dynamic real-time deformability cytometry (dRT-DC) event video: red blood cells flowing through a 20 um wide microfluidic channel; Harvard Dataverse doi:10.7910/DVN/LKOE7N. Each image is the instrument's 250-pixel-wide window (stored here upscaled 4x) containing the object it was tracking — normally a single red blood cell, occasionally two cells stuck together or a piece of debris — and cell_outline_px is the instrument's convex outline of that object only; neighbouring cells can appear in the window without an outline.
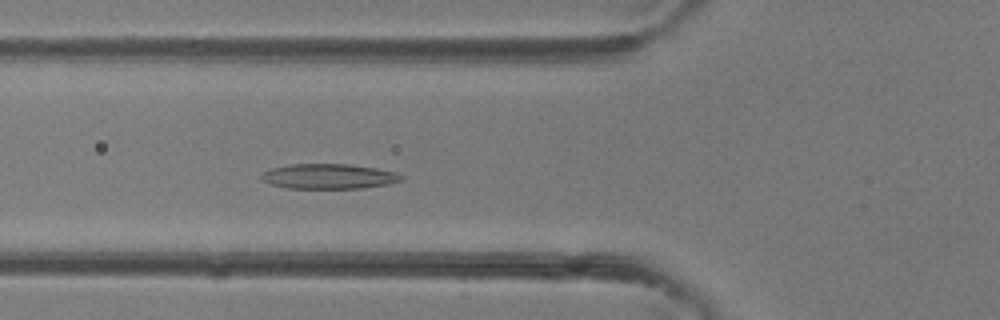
{"species": "common noctule bat (a hibernating species)", "species_latin": "Nyctalus noctula", "temperature_condition": "room temperature", "stored_images_in_passage": 37, "camera_frame_rate_fps": 3000, "um_per_image_px": 0.085, "animal": {"sex": "female"}, "frame": {"image": 1, "passage_image": 11, "time_ms": 3.333, "image_size_px": [1000, 320], "cell_outline_px": [[404, 180], [388, 184], [364, 188], [288, 188], [272, 184], [264, 180], [260, 176], [264, 172], [272, 168], [292, 164], [348, 164], [376, 168], [396, 172], [404, 176]], "centroid_in_image_um": [28.01, 14.99], "position_along_channel_um": 97.8, "area_um2": 20.29}}
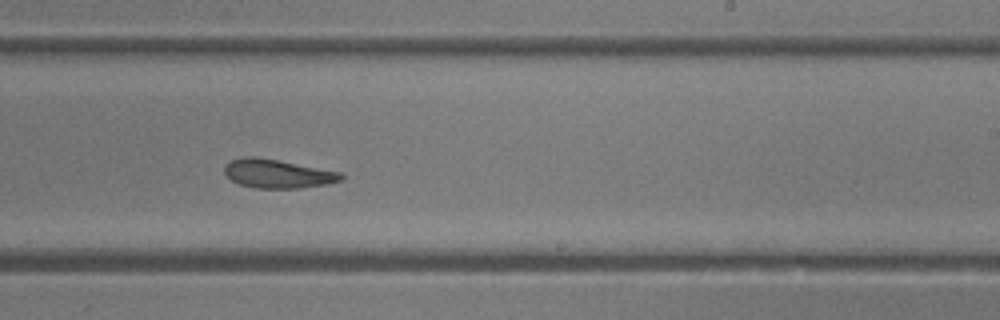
{"frame": {"image": 2, "passage_image": 21, "time_ms": 6.667, "image_size_px": [1000, 320], "cell_outline_px": [[344, 180], [328, 184], [300, 188], [256, 188], [240, 184], [232, 180], [224, 172], [224, 164], [232, 160], [244, 156], [256, 156], [340, 172], [344, 176]], "centroid_in_image_um": [23.6, 14.76], "position_along_channel_um": 265.4, "area_um2": 19.48}}
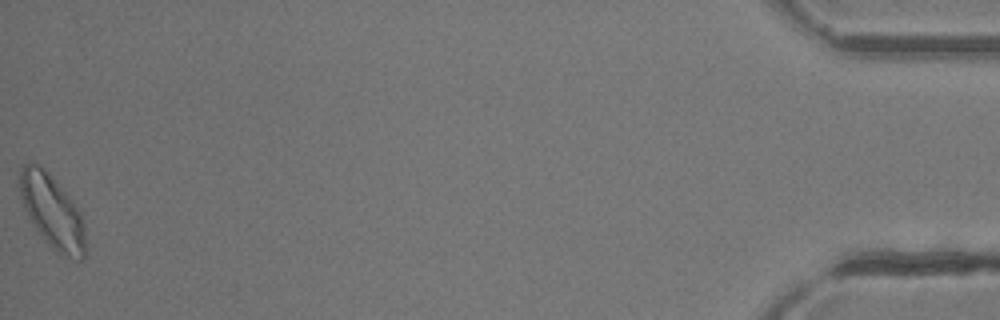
{"frame": {"image": 3, "passage_image": 37, "time_ms": 12.0, "image_size_px": [1000, 320], "cell_outline_px": [[84, 260], [76, 260], [60, 256], [44, 240], [36, 228], [24, 208], [20, 196], [20, 168], [24, 164], [36, 164], [44, 168], [48, 172], [80, 208], [84, 224]], "centroid_in_image_um": [4.46, 18.01], "position_along_channel_um": 430.7, "area_um2": 28.09}}